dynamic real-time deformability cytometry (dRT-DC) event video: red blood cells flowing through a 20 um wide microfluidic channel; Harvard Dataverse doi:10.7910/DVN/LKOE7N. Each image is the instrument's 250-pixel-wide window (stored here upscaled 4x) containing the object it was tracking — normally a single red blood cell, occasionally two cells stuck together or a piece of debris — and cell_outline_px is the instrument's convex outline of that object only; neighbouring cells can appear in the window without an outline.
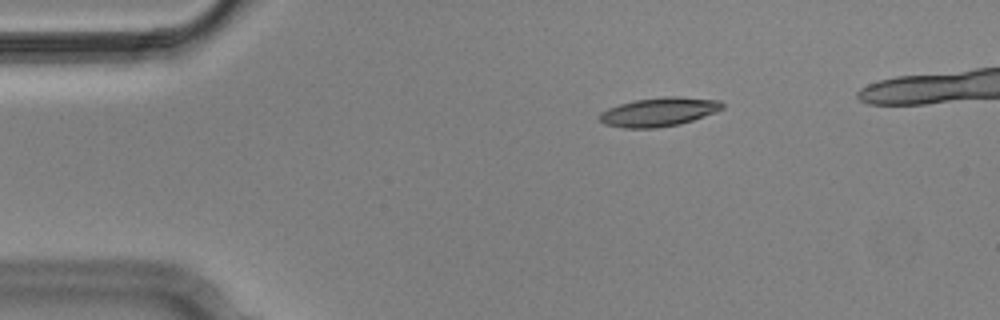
{"species": "Egyptian fruit bat (a non-hibernating species)", "species_latin": "Rousettus aegyptiacus", "temperature_condition": "cold", "stored_images_in_passage": 6, "camera_frame_rate_fps": 3000, "um_per_image_px": 0.085, "animal": {"sex": "male"}, "frame": {"image": 1, "passage_image": 3, "time_ms": 0.667, "image_size_px": [1000, 320], "cell_outline_px": [[724, 108], [716, 112], [680, 124], [656, 128], [624, 128], [604, 124], [600, 120], [600, 112], [608, 108], [620, 104], [636, 100], [664, 96], [676, 96], [720, 100], [724, 104]], "centroid_in_image_um": [56.02, 9.51], "position_along_channel_um": 29.0, "area_um2": 20.63}}